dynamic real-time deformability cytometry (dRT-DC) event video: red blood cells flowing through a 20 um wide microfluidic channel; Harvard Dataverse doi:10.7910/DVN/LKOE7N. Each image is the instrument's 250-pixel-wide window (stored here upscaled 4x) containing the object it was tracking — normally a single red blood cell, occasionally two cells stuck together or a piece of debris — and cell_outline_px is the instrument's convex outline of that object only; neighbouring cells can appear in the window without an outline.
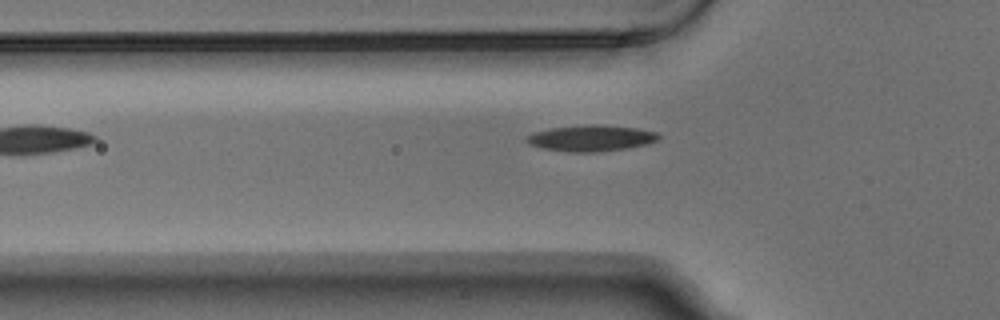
{"species": "Egyptian fruit bat (a non-hibernating species)", "species_latin": "Rousettus aegyptiacus", "temperature_condition": "warm", "stored_images_in_passage": 4, "camera_frame_rate_fps": 3000, "um_per_image_px": 0.085, "animal": {"sex": "male"}, "frame": {"image": 1, "passage_image": 4, "time_ms": 1.0, "image_size_px": [1000, 320], "cell_outline_px": [[660, 136], [656, 140], [648, 144], [628, 148], [596, 152], [568, 152], [544, 148], [528, 144], [524, 140], [524, 136], [536, 132], [552, 128], [588, 124], [596, 124], [636, 128], [656, 132]], "centroid_in_image_um": [50.22, 11.74], "position_along_channel_um": 75.6, "area_um2": 20.06}}